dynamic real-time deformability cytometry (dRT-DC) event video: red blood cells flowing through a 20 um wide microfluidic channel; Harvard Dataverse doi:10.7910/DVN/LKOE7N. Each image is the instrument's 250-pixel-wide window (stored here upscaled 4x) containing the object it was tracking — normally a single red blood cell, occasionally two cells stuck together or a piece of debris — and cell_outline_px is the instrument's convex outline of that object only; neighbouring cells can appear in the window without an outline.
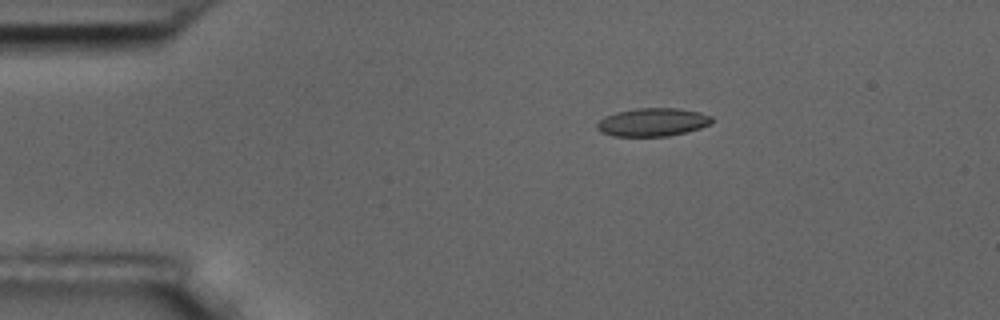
{"species": "common noctule bat (a hibernating species)", "species_latin": "Nyctalus noctula", "temperature_condition": "room temperature", "stored_images_in_passage": 6, "camera_frame_rate_fps": 3000, "um_per_image_px": 0.085, "animal": {"sex": "male", "body_mass_g": 17.5, "forearm_length_mm": 52.3}, "frame": {"image": 1, "passage_image": 3, "time_ms": 2.333, "image_size_px": [1000, 320], "cell_outline_px": [[712, 120], [708, 124], [700, 128], [668, 136], [612, 136], [600, 132], [596, 128], [596, 124], [604, 116], [616, 112], [636, 108], [676, 108], [700, 112], [712, 116]], "centroid_in_image_um": [55.43, 10.38], "position_along_channel_um": 29.6, "area_um2": 18.84}}
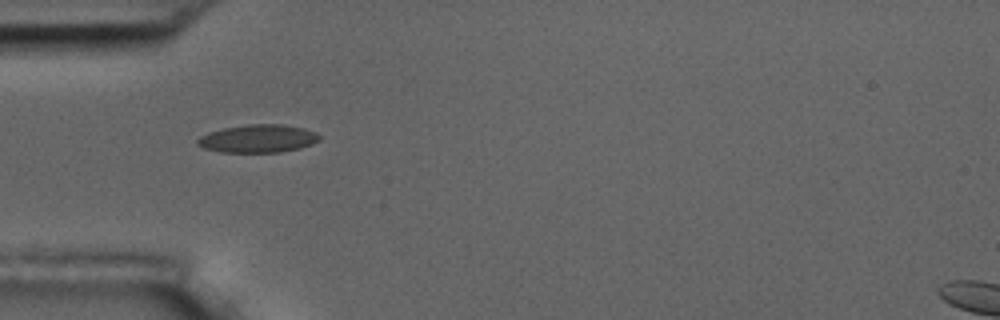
{"frame": {"image": 2, "passage_image": 5, "time_ms": 4.667, "image_size_px": [1000, 320], "cell_outline_px": [[320, 140], [312, 144], [300, 148], [280, 152], [220, 152], [204, 148], [196, 144], [196, 140], [200, 136], [208, 132], [224, 128], [248, 124], [280, 124], [304, 128], [316, 132], [320, 136]], "centroid_in_image_um": [21.92, 11.78], "position_along_channel_um": 63.1, "area_um2": 19.94}}